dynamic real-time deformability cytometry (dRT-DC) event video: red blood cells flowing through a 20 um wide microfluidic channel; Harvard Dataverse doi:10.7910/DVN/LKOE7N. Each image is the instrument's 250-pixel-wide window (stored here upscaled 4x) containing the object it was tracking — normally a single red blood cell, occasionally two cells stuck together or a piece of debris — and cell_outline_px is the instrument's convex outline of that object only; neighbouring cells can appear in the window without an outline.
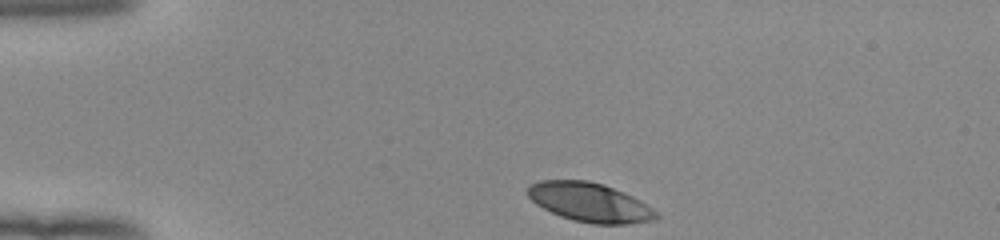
{"species": "human", "species_latin": "Homo sapiens", "temperature_condition": "room temperature", "stored_images_in_passage": 34, "camera_frame_rate_fps": 3000, "um_per_image_px": 0.085, "donor": {"sex": "female"}, "frame": {"image": 1, "passage_image": 1, "time_ms": 0.0, "image_size_px": [1000, 240], "cell_outline_px": [[660, 216], [656, 220], [628, 224], [592, 224], [560, 216], [536, 204], [528, 196], [528, 184], [540, 180], [588, 180], [604, 184], [624, 192], [632, 196], [652, 208]], "centroid_in_image_um": [50.13, 17.19], "position_along_channel_um": 34.9, "area_um2": 29.25}}
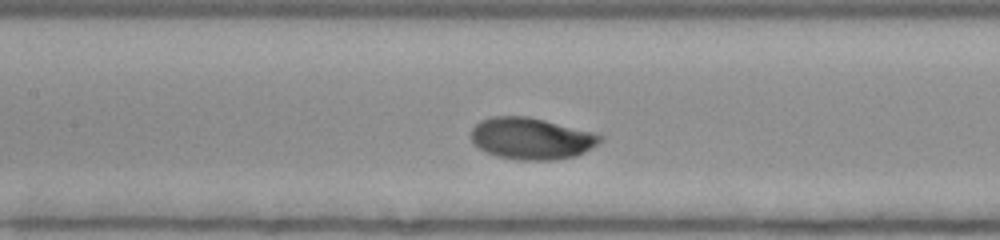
{"frame": {"image": 2, "passage_image": 15, "time_ms": 4.667, "image_size_px": [1000, 240], "cell_outline_px": [[604, 140], [584, 152], [576, 156], [552, 160], [516, 160], [496, 156], [480, 148], [472, 140], [472, 128], [480, 120], [492, 116], [528, 116], [592, 132], [604, 136]], "centroid_in_image_um": [45.18, 11.77], "position_along_channel_um": 162.2, "area_um2": 31.21}}
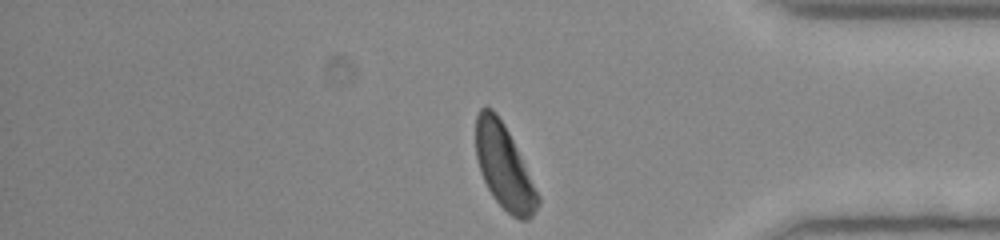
{"frame": {"image": 3, "passage_image": 34, "time_ms": 11.0, "image_size_px": [1000, 240], "cell_outline_px": [[540, 204], [532, 216], [528, 220], [520, 220], [512, 216], [492, 196], [480, 172], [476, 156], [476, 116], [480, 108], [492, 108], [496, 112], [504, 124], [540, 196]], "centroid_in_image_um": [42.84, 14.2], "position_along_channel_um": 392.4, "area_um2": 30.0}, "authors_computed_cell_mechanics": {"area_um2": 30.2583, "velocity_mm_per_s": 3.916, "shape_relaxation_time_tau1_ms": 2.6373, "shape_relaxation_time_tau2_ms": null, "deformation_change_tau1": 0.1622, "deformation_change_tau2": null}}